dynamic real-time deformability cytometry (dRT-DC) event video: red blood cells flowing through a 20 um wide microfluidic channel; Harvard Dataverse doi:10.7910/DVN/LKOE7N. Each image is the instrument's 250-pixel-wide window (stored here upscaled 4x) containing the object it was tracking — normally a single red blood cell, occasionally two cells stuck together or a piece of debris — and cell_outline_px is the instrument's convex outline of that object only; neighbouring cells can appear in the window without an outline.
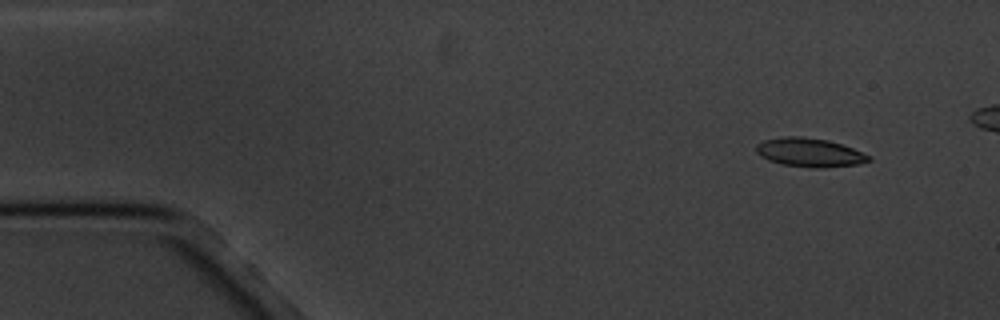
{"species": "common noctule bat (a hibernating species)", "species_latin": "Nyctalus noctula", "temperature_condition": "cold", "stored_images_in_passage": 8, "camera_frame_rate_fps": 3000, "um_per_image_px": 0.085, "animal": {"sex": "male", "body_mass_g": 20.1, "forearm_length_mm": 53.5}, "frame": {"image": 1, "passage_image": 1, "time_ms": 0.0, "image_size_px": [1000, 320], "cell_outline_px": [[872, 160], [856, 164], [820, 168], [812, 168], [784, 164], [768, 160], [760, 156], [756, 152], [756, 144], [764, 140], [784, 136], [800, 136], [828, 140], [852, 148], [872, 156]], "centroid_in_image_um": [68.8, 12.95], "position_along_channel_um": 16.2, "area_um2": 18.79}}
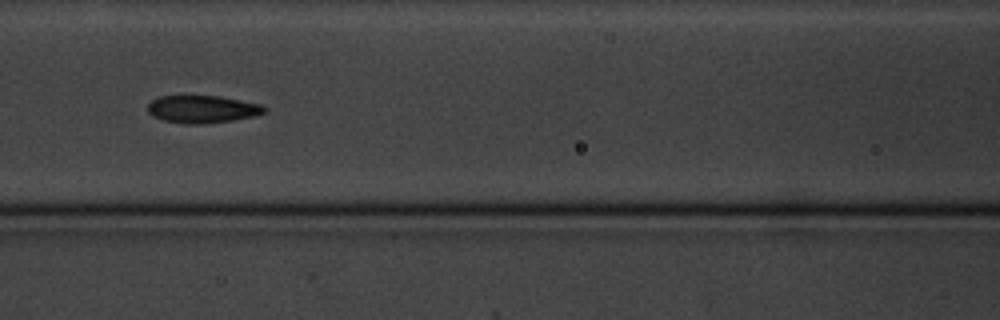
{"frame": {"image": 2, "passage_image": 6, "time_ms": 6.667, "image_size_px": [1000, 320], "cell_outline_px": [[268, 108], [264, 112], [252, 116], [232, 120], [204, 124], [184, 124], [164, 120], [152, 116], [148, 112], [148, 104], [152, 100], [160, 96], [216, 96], [240, 100], [260, 104]], "centroid_in_image_um": [17.17, 9.28], "position_along_channel_um": 149.4, "area_um2": 18.55}}
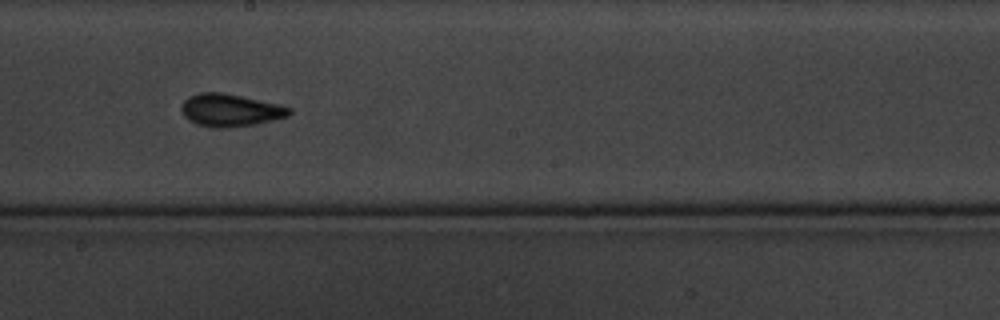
{"frame": {"image": 3, "passage_image": 8, "time_ms": 9.0, "image_size_px": [1000, 320], "cell_outline_px": [[292, 112], [288, 116], [256, 124], [228, 128], [216, 128], [200, 124], [184, 116], [180, 108], [184, 100], [188, 96], [200, 92], [220, 92], [280, 104], [292, 108]], "centroid_in_image_um": [19.59, 9.36], "position_along_channel_um": 228.6, "area_um2": 20.35}}